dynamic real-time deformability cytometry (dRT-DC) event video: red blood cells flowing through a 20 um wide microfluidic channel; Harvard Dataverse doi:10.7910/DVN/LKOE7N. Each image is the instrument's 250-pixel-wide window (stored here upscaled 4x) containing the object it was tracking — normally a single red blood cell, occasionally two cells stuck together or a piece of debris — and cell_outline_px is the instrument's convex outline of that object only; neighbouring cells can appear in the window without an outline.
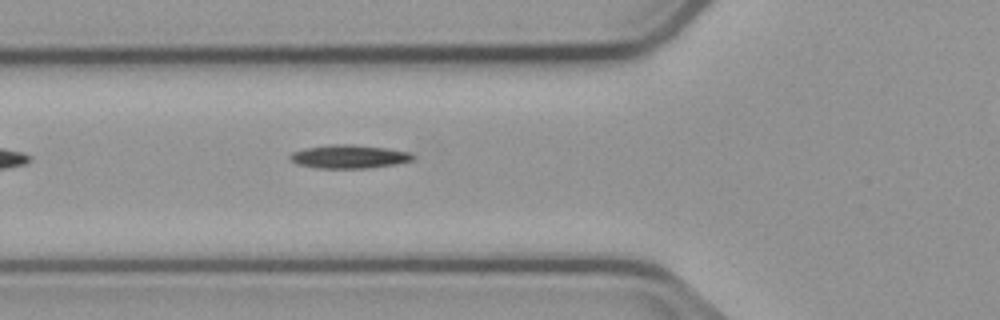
{"species": "common noctule bat (a hibernating species)", "species_latin": "Nyctalus noctula", "temperature_condition": "cold", "stored_images_in_passage": 4, "segment_of_instrument_passage": [1, 2], "camera_frame_rate_fps": 3000, "um_per_image_px": 0.085, "animal": {"sex": "male", "body_mass_g": 23.1, "forearm_length_mm": 52.7}, "frame": {"image": 1, "passage_image": 3, "time_ms": 2.333, "image_size_px": [1000, 320], "cell_outline_px": [[416, 156], [412, 160], [396, 164], [364, 168], [316, 168], [300, 164], [292, 160], [288, 156], [292, 152], [304, 148], [328, 144], [352, 144], [388, 148], [408, 152]], "centroid_in_image_um": [29.67, 13.3], "position_along_channel_um": 96.1, "area_um2": 16.76}}